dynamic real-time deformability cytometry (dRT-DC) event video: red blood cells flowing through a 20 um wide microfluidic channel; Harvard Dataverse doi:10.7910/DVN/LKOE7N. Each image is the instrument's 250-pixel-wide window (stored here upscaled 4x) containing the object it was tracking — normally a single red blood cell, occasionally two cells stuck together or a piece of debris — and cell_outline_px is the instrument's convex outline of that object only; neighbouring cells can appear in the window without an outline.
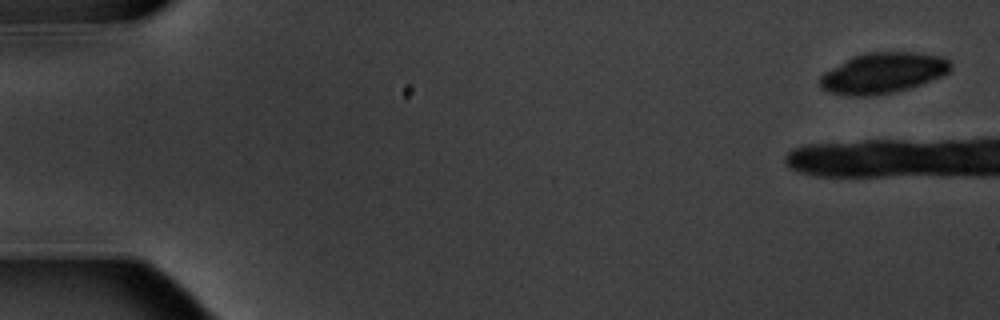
{"species": "common noctule bat (a hibernating species)", "species_latin": "Nyctalus noctula", "temperature_condition": "warm", "stored_images_in_passage": 11, "camera_frame_rate_fps": 3000, "um_per_image_px": 0.085, "animal": {"sex": "male", "body_mass_g": 20.1, "forearm_length_mm": 53.5}, "frame": {"image": 1, "passage_image": 1, "time_ms": 0.0, "image_size_px": [1000, 320], "cell_outline_px": [[952, 68], [944, 76], [908, 88], [892, 92], [872, 96], [848, 96], [828, 92], [820, 88], [820, 76], [824, 72], [852, 56], [868, 52], [916, 52], [940, 56], [948, 60], [952, 64]], "centroid_in_image_um": [75.04, 6.2], "position_along_channel_um": 10.0, "area_um2": 31.04}}
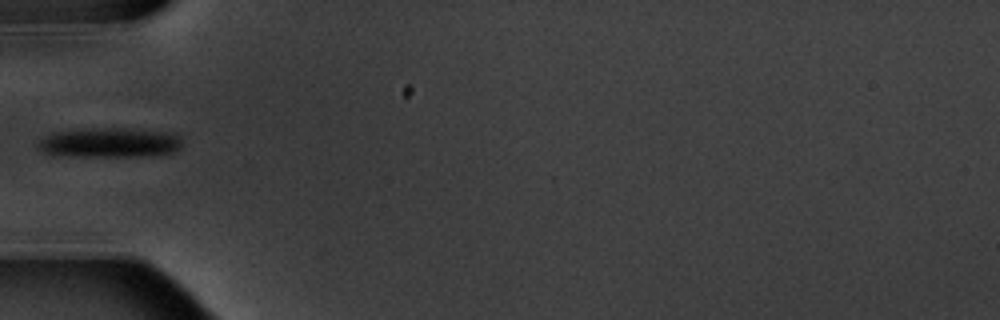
{"frame": {"image": 2, "passage_image": 7, "time_ms": 8.0, "image_size_px": [1000, 320], "cell_outline_px": [[180, 148], [176, 152], [148, 156], [52, 156], [40, 152], [36, 148], [36, 140], [52, 132], [92, 128], [128, 128], [168, 132], [180, 136]], "centroid_in_image_um": [9.22, 12.13], "position_along_channel_um": 75.8, "area_um2": 25.61}}